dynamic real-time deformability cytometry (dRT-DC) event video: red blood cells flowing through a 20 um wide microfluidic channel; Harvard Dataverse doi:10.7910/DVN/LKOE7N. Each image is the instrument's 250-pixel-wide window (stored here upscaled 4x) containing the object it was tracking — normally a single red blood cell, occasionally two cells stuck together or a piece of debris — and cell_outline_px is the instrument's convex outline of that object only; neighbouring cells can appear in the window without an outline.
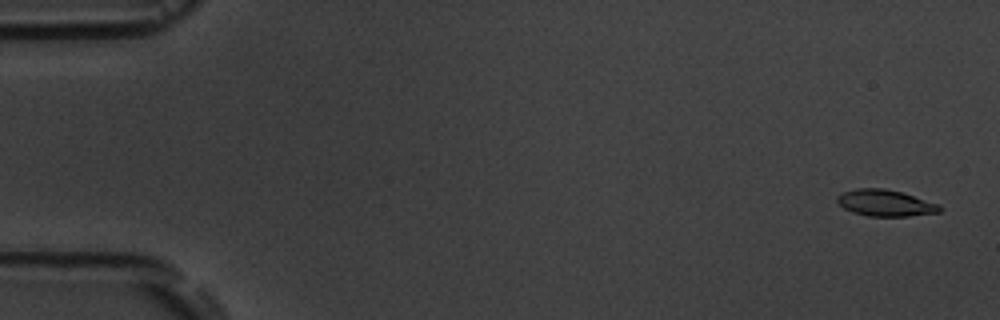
{"species": "common noctule bat (a hibernating species)", "species_latin": "Nyctalus noctula", "temperature_condition": "room temperature", "stored_images_in_passage": 5, "camera_frame_rate_fps": 3000, "um_per_image_px": 0.085, "animal": {"sex": "male", "body_mass_g": 19.5, "forearm_length_mm": 54.6}, "frame": {"image": 1, "passage_image": 1, "time_ms": 0.0, "image_size_px": [1000, 320], "cell_outline_px": [[940, 212], [908, 216], [868, 216], [852, 212], [844, 208], [836, 200], [836, 196], [844, 192], [856, 188], [884, 188], [900, 192], [940, 204]], "centroid_in_image_um": [75.23, 17.25], "position_along_channel_um": 9.8, "area_um2": 15.66}}